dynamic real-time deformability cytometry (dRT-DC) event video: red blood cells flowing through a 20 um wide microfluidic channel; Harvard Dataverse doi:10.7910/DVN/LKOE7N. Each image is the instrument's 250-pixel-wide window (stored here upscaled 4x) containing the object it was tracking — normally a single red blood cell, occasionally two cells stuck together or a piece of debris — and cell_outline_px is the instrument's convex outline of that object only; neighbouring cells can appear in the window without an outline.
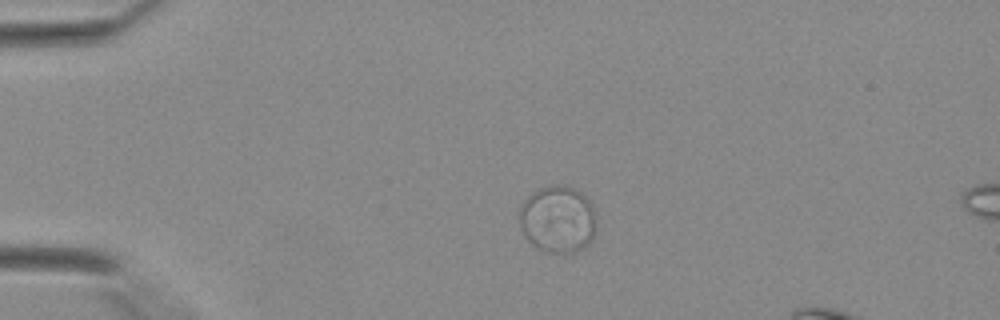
{"species": "Egyptian fruit bat (a non-hibernating species)", "species_latin": "Rousettus aegyptiacus", "temperature_condition": "warm", "stored_images_in_passage": 5, "camera_frame_rate_fps": 3000, "um_per_image_px": 0.085, "animal": {"sex": "female"}, "frame": {"image": 1, "passage_image": 1, "time_ms": 0.0, "image_size_px": [1000, 320], "cell_outline_px": [[596, 232], [588, 244], [572, 252], [548, 252], [532, 244], [524, 236], [520, 228], [520, 204], [532, 192], [540, 188], [556, 184], [560, 184], [572, 188], [588, 196], [596, 212]], "centroid_in_image_um": [47.43, 18.61], "position_along_channel_um": 37.6, "area_um2": 30.29}}